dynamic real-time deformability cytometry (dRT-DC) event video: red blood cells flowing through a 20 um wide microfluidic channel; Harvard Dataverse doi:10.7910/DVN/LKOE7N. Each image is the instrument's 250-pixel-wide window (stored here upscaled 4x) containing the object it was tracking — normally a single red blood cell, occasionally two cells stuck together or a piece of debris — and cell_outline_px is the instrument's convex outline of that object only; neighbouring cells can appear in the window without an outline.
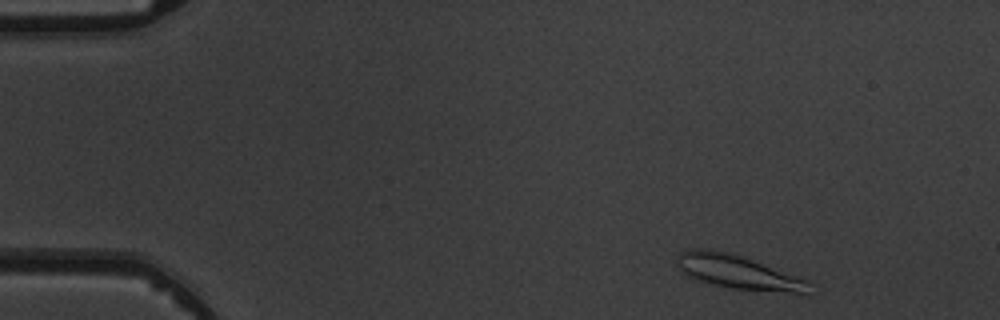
{"species": "common noctule bat (a hibernating species)", "species_latin": "Nyctalus noctula", "temperature_condition": "warm", "stored_images_in_passage": 8, "camera_frame_rate_fps": 3000, "um_per_image_px": 0.085, "animal": {"sex": "male", "body_mass_g": 19.5, "forearm_length_mm": 54.6}, "frame": {"image": 1, "passage_image": 1, "time_ms": 0.0, "image_size_px": [1000, 320], "cell_outline_px": [[812, 296], [808, 296], [732, 288], [700, 280], [688, 276], [680, 268], [676, 260], [676, 256], [680, 252], [688, 248], [704, 248], [728, 252], [744, 256], [808, 280]], "centroid_in_image_um": [62.85, 23.15], "position_along_channel_um": 22.2, "area_um2": 26.59}}
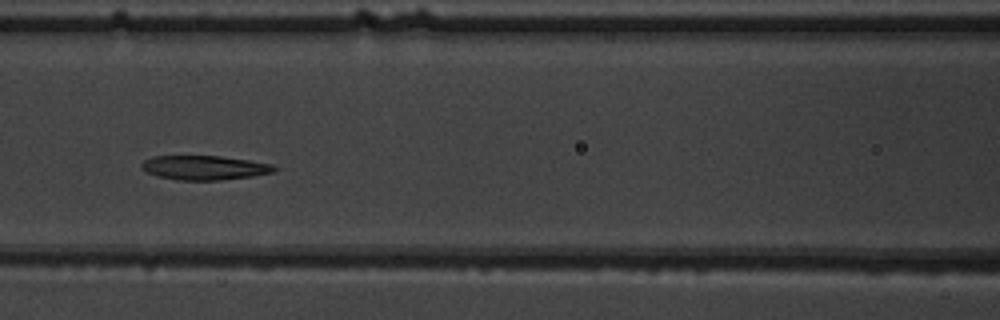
{"frame": {"image": 2, "passage_image": 6, "time_ms": 5.667, "image_size_px": [1000, 320], "cell_outline_px": [[276, 168], [272, 172], [252, 176], [220, 180], [176, 180], [156, 176], [148, 172], [140, 164], [144, 160], [152, 156], [220, 156], [276, 164]], "centroid_in_image_um": [17.38, 14.25], "position_along_channel_um": 149.2, "area_um2": 18.73}}
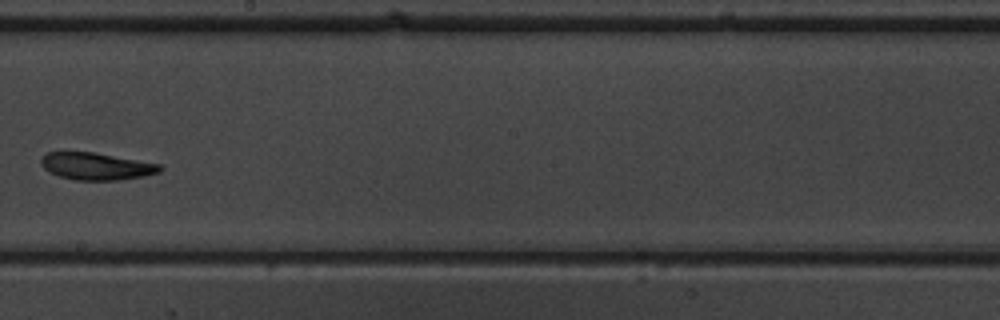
{"frame": {"image": 3, "passage_image": 8, "time_ms": 8.0, "image_size_px": [1000, 320], "cell_outline_px": [[164, 168], [160, 172], [144, 176], [116, 180], [76, 180], [60, 176], [44, 168], [40, 164], [40, 156], [44, 152], [92, 152], [160, 164]], "centroid_in_image_um": [8.17, 14.12], "position_along_channel_um": 240.0, "area_um2": 18.73}}